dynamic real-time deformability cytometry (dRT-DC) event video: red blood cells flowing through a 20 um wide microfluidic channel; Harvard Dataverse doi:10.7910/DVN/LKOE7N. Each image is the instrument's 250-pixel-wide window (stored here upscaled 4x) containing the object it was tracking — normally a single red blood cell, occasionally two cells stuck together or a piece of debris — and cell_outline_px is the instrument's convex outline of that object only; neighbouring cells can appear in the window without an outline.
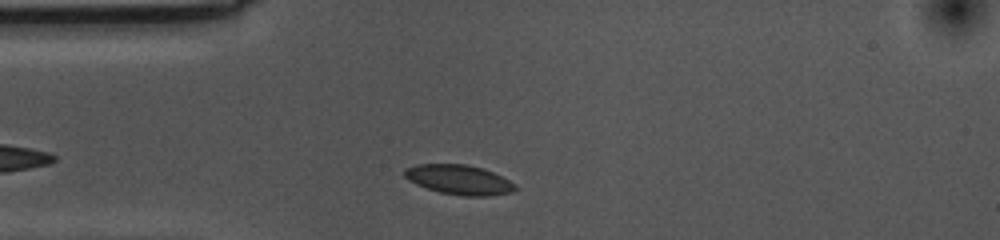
{"species": "common noctule bat (a hibernating species)", "species_latin": "Nyctalus noctula", "temperature_condition": "cold", "stored_images_in_passage": 30, "camera_frame_rate_fps": 3000, "um_per_image_px": 0.085, "animal": {"sex": "female", "body_mass_g": 10.0, "forearm_length_mm": 53.1}, "frame": {"image": 1, "passage_image": 4, "time_ms": 1.0, "image_size_px": [1000, 240], "cell_outline_px": [[516, 188], [512, 192], [488, 196], [464, 196], [440, 192], [416, 184], [408, 180], [404, 176], [404, 168], [416, 164], [464, 164], [480, 168], [492, 172], [516, 184]], "centroid_in_image_um": [38.99, 15.27], "position_along_channel_um": 46.0, "area_um2": 18.96}}
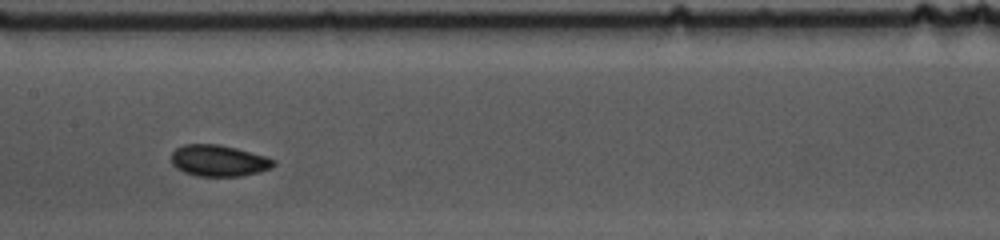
{"frame": {"image": 2, "passage_image": 17, "time_ms": 5.333, "image_size_px": [1000, 240], "cell_outline_px": [[276, 164], [272, 168], [260, 172], [240, 176], [196, 176], [184, 172], [176, 168], [172, 164], [172, 152], [176, 148], [184, 144], [220, 144], [236, 148], [264, 156], [276, 160]], "centroid_in_image_um": [18.59, 13.66], "position_along_channel_um": 188.8, "area_um2": 18.79}}
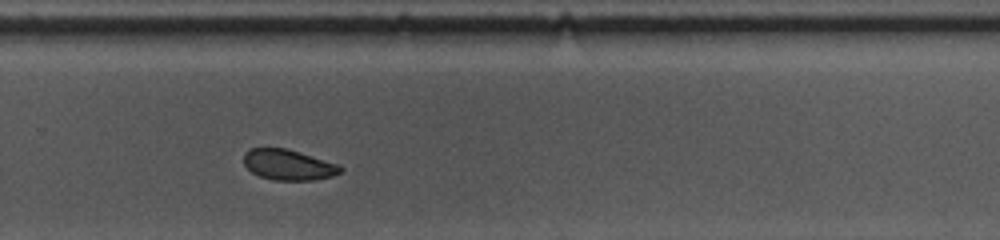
{"frame": {"image": 3, "passage_image": 27, "time_ms": 8.667, "image_size_px": [1000, 240], "cell_outline_px": [[344, 168], [340, 172], [332, 176], [312, 180], [272, 180], [260, 176], [252, 172], [244, 164], [244, 152], [248, 148], [284, 148], [300, 152], [340, 164]], "centroid_in_image_um": [24.52, 14.0], "position_along_channel_um": 305.3, "area_um2": 17.28}}